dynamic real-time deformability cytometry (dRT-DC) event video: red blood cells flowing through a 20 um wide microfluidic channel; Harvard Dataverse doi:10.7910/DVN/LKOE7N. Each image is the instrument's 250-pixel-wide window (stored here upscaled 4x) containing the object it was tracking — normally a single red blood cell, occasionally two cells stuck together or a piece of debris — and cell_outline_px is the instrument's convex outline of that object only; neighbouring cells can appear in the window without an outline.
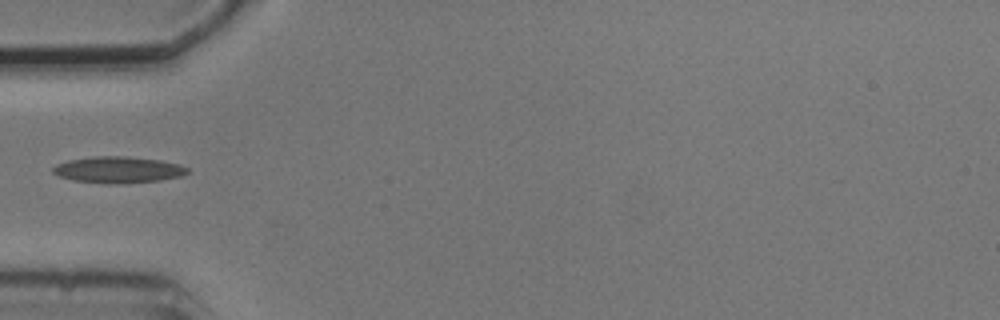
{"species": "common noctule bat (a hibernating species)", "species_latin": "Nyctalus noctula", "temperature_condition": "cold", "stored_images_in_passage": 2, "camera_frame_rate_fps": 3000, "um_per_image_px": 0.085, "animal": {"sex": "male", "body_mass_g": 20.5, "forearm_length_mm": 52.5}, "frame": {"image": 1, "passage_image": 1, "time_ms": 0.0, "image_size_px": [1000, 320], "cell_outline_px": [[192, 172], [184, 176], [160, 180], [108, 184], [72, 180], [60, 176], [52, 172], [52, 168], [56, 164], [68, 160], [92, 156], [124, 156], [160, 160], [180, 164], [188, 168]], "centroid_in_image_um": [10.08, 14.42], "position_along_channel_um": 74.9, "area_um2": 20.81}}